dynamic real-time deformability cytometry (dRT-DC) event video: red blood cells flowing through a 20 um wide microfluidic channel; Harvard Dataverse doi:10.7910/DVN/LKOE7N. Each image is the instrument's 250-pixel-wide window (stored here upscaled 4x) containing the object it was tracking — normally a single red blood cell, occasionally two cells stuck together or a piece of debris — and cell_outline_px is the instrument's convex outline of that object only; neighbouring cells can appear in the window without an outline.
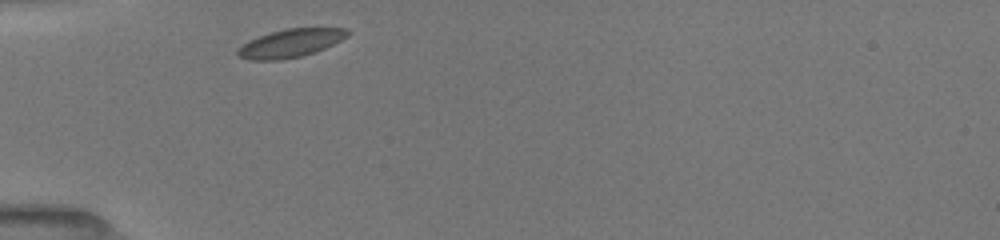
{"species": "common noctule bat (a hibernating species)", "species_latin": "Nyctalus noctula", "temperature_condition": "room temperature", "stored_images_in_passage": 29, "camera_frame_rate_fps": 3000, "um_per_image_px": 0.085, "animal": {"sex": "female", "body_mass_g": 19.5, "forearm_length_mm": 54.1}, "frame": {"image": 1, "passage_image": 1, "time_ms": 0.0, "image_size_px": [1000, 240], "cell_outline_px": [[348, 36], [316, 52], [300, 56], [280, 60], [248, 60], [236, 56], [236, 52], [248, 40], [284, 28], [348, 28]], "centroid_in_image_um": [24.67, 3.67], "position_along_channel_um": 60.3, "area_um2": 17.92}}
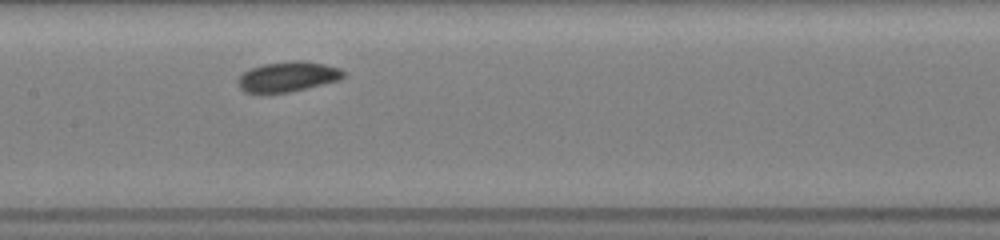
{"frame": {"image": 2, "passage_image": 11, "time_ms": 3.333, "image_size_px": [1000, 240], "cell_outline_px": [[344, 76], [340, 80], [308, 88], [288, 92], [244, 92], [236, 84], [236, 80], [244, 72], [252, 68], [264, 64], [324, 64], [340, 68], [344, 72]], "centroid_in_image_um": [24.44, 6.58], "position_along_channel_um": 183.0, "area_um2": 17.46}}
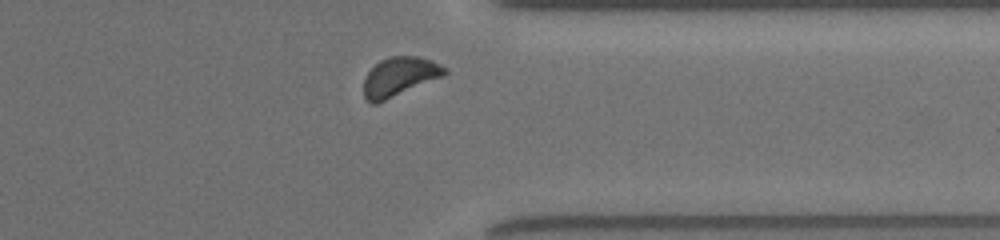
{"frame": {"image": 3, "passage_image": 26, "time_ms": 8.333, "image_size_px": [1000, 240], "cell_outline_px": [[448, 72], [444, 76], [376, 104], [372, 104], [364, 96], [364, 80], [368, 72], [380, 60], [388, 56], [420, 56], [432, 60], [448, 68]], "centroid_in_image_um": [33.99, 6.5], "position_along_channel_um": 377.4, "area_um2": 18.5}, "authors_computed_cell_mechanics": {"area_um2": 18.2648, "velocity_mm_per_s": 3.9184, "shape_relaxation_time_tau1_ms": null, "shape_relaxation_time_tau2_ms": 6.7108, "deformation_change_tau1": null, "deformation_change_tau2": 0.097}}